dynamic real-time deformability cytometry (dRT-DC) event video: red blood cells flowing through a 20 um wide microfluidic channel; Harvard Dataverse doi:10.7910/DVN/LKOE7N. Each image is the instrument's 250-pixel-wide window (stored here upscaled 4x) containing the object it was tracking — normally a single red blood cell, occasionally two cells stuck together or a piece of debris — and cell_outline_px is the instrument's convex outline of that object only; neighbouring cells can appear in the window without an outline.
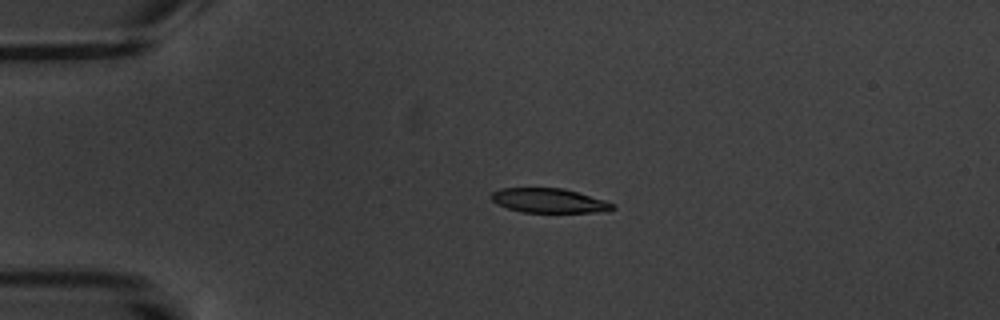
{"species": "common noctule bat (a hibernating species)", "species_latin": "Nyctalus noctula", "temperature_condition": "warm", "stored_images_in_passage": 5, "camera_frame_rate_fps": 3000, "um_per_image_px": 0.085, "animal": {"sex": "male", "body_mass_g": 20.1, "forearm_length_mm": 53.5}, "frame": {"image": 1, "passage_image": 4, "time_ms": 3.333, "image_size_px": [1000, 320], "cell_outline_px": [[616, 208], [600, 212], [524, 212], [508, 208], [492, 200], [488, 196], [492, 192], [500, 188], [564, 188], [604, 200], [616, 204]], "centroid_in_image_um": [46.67, 17.04], "position_along_channel_um": 38.3, "area_um2": 17.17}}